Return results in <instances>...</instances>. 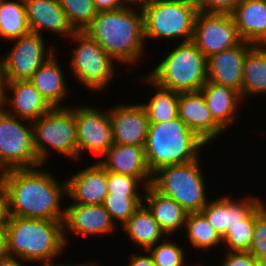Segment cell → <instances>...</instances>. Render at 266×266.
Wrapping results in <instances>:
<instances>
[{
    "mask_svg": "<svg viewBox=\"0 0 266 266\" xmlns=\"http://www.w3.org/2000/svg\"><path fill=\"white\" fill-rule=\"evenodd\" d=\"M39 167L0 173L8 196L9 216L63 220L65 208H61V200L67 196V181L60 183L55 175Z\"/></svg>",
    "mask_w": 266,
    "mask_h": 266,
    "instance_id": "1",
    "label": "cell"
},
{
    "mask_svg": "<svg viewBox=\"0 0 266 266\" xmlns=\"http://www.w3.org/2000/svg\"><path fill=\"white\" fill-rule=\"evenodd\" d=\"M138 9L123 7L99 11L83 31L116 62L132 65L143 55L147 43L143 12Z\"/></svg>",
    "mask_w": 266,
    "mask_h": 266,
    "instance_id": "2",
    "label": "cell"
},
{
    "mask_svg": "<svg viewBox=\"0 0 266 266\" xmlns=\"http://www.w3.org/2000/svg\"><path fill=\"white\" fill-rule=\"evenodd\" d=\"M6 233L8 254L18 260L51 265L66 249L63 220L9 216Z\"/></svg>",
    "mask_w": 266,
    "mask_h": 266,
    "instance_id": "3",
    "label": "cell"
},
{
    "mask_svg": "<svg viewBox=\"0 0 266 266\" xmlns=\"http://www.w3.org/2000/svg\"><path fill=\"white\" fill-rule=\"evenodd\" d=\"M207 143L179 118L161 123H150L145 156L149 171L178 165L200 158V149Z\"/></svg>",
    "mask_w": 266,
    "mask_h": 266,
    "instance_id": "4",
    "label": "cell"
},
{
    "mask_svg": "<svg viewBox=\"0 0 266 266\" xmlns=\"http://www.w3.org/2000/svg\"><path fill=\"white\" fill-rule=\"evenodd\" d=\"M147 77L168 90L200 91L207 82V58L193 41L181 42Z\"/></svg>",
    "mask_w": 266,
    "mask_h": 266,
    "instance_id": "5",
    "label": "cell"
},
{
    "mask_svg": "<svg viewBox=\"0 0 266 266\" xmlns=\"http://www.w3.org/2000/svg\"><path fill=\"white\" fill-rule=\"evenodd\" d=\"M142 12L145 40L180 37L181 42L193 40L199 12L195 0H148Z\"/></svg>",
    "mask_w": 266,
    "mask_h": 266,
    "instance_id": "6",
    "label": "cell"
},
{
    "mask_svg": "<svg viewBox=\"0 0 266 266\" xmlns=\"http://www.w3.org/2000/svg\"><path fill=\"white\" fill-rule=\"evenodd\" d=\"M200 159L159 168L152 174L151 186L179 203L188 213L201 212L207 205L205 179Z\"/></svg>",
    "mask_w": 266,
    "mask_h": 266,
    "instance_id": "7",
    "label": "cell"
},
{
    "mask_svg": "<svg viewBox=\"0 0 266 266\" xmlns=\"http://www.w3.org/2000/svg\"><path fill=\"white\" fill-rule=\"evenodd\" d=\"M34 147L43 165L50 147L69 159H77V127L74 107H53L32 121ZM49 148V149H48Z\"/></svg>",
    "mask_w": 266,
    "mask_h": 266,
    "instance_id": "8",
    "label": "cell"
},
{
    "mask_svg": "<svg viewBox=\"0 0 266 266\" xmlns=\"http://www.w3.org/2000/svg\"><path fill=\"white\" fill-rule=\"evenodd\" d=\"M24 121L30 125H24ZM38 166L43 165L34 147L32 122L15 117L0 107V173Z\"/></svg>",
    "mask_w": 266,
    "mask_h": 266,
    "instance_id": "9",
    "label": "cell"
},
{
    "mask_svg": "<svg viewBox=\"0 0 266 266\" xmlns=\"http://www.w3.org/2000/svg\"><path fill=\"white\" fill-rule=\"evenodd\" d=\"M69 38L78 44L70 59L72 75L86 88L102 91L114 77L115 60L84 31H75Z\"/></svg>",
    "mask_w": 266,
    "mask_h": 266,
    "instance_id": "10",
    "label": "cell"
},
{
    "mask_svg": "<svg viewBox=\"0 0 266 266\" xmlns=\"http://www.w3.org/2000/svg\"><path fill=\"white\" fill-rule=\"evenodd\" d=\"M192 41L208 58L239 45L242 39L232 14L199 11Z\"/></svg>",
    "mask_w": 266,
    "mask_h": 266,
    "instance_id": "11",
    "label": "cell"
},
{
    "mask_svg": "<svg viewBox=\"0 0 266 266\" xmlns=\"http://www.w3.org/2000/svg\"><path fill=\"white\" fill-rule=\"evenodd\" d=\"M14 40L12 49L2 59L6 82L29 80L55 51L51 46L47 53L42 35L36 33Z\"/></svg>",
    "mask_w": 266,
    "mask_h": 266,
    "instance_id": "12",
    "label": "cell"
},
{
    "mask_svg": "<svg viewBox=\"0 0 266 266\" xmlns=\"http://www.w3.org/2000/svg\"><path fill=\"white\" fill-rule=\"evenodd\" d=\"M77 127V159L82 151L103 156L113 145L111 119L108 111H100L89 105L74 106Z\"/></svg>",
    "mask_w": 266,
    "mask_h": 266,
    "instance_id": "13",
    "label": "cell"
},
{
    "mask_svg": "<svg viewBox=\"0 0 266 266\" xmlns=\"http://www.w3.org/2000/svg\"><path fill=\"white\" fill-rule=\"evenodd\" d=\"M113 142L125 145H146L149 118L142 104H126L109 109Z\"/></svg>",
    "mask_w": 266,
    "mask_h": 266,
    "instance_id": "14",
    "label": "cell"
},
{
    "mask_svg": "<svg viewBox=\"0 0 266 266\" xmlns=\"http://www.w3.org/2000/svg\"><path fill=\"white\" fill-rule=\"evenodd\" d=\"M115 224L103 205H83L72 203L65 207L63 235L67 245V231L76 235H105L115 232Z\"/></svg>",
    "mask_w": 266,
    "mask_h": 266,
    "instance_id": "15",
    "label": "cell"
},
{
    "mask_svg": "<svg viewBox=\"0 0 266 266\" xmlns=\"http://www.w3.org/2000/svg\"><path fill=\"white\" fill-rule=\"evenodd\" d=\"M254 46L242 41L233 48L208 57L207 81L231 87L241 94L244 60Z\"/></svg>",
    "mask_w": 266,
    "mask_h": 266,
    "instance_id": "16",
    "label": "cell"
},
{
    "mask_svg": "<svg viewBox=\"0 0 266 266\" xmlns=\"http://www.w3.org/2000/svg\"><path fill=\"white\" fill-rule=\"evenodd\" d=\"M178 117L207 144L225 132L213 119L201 91L179 92Z\"/></svg>",
    "mask_w": 266,
    "mask_h": 266,
    "instance_id": "17",
    "label": "cell"
},
{
    "mask_svg": "<svg viewBox=\"0 0 266 266\" xmlns=\"http://www.w3.org/2000/svg\"><path fill=\"white\" fill-rule=\"evenodd\" d=\"M103 160L98 161L107 171L136 177L146 188L152 183V173L148 169L145 147L113 143Z\"/></svg>",
    "mask_w": 266,
    "mask_h": 266,
    "instance_id": "18",
    "label": "cell"
},
{
    "mask_svg": "<svg viewBox=\"0 0 266 266\" xmlns=\"http://www.w3.org/2000/svg\"><path fill=\"white\" fill-rule=\"evenodd\" d=\"M67 181V196L72 203L103 205L108 194L107 170L99 163L71 175Z\"/></svg>",
    "mask_w": 266,
    "mask_h": 266,
    "instance_id": "19",
    "label": "cell"
},
{
    "mask_svg": "<svg viewBox=\"0 0 266 266\" xmlns=\"http://www.w3.org/2000/svg\"><path fill=\"white\" fill-rule=\"evenodd\" d=\"M6 90L13 96L6 94L2 107L15 117L32 122L53 108L30 80L6 82Z\"/></svg>",
    "mask_w": 266,
    "mask_h": 266,
    "instance_id": "20",
    "label": "cell"
},
{
    "mask_svg": "<svg viewBox=\"0 0 266 266\" xmlns=\"http://www.w3.org/2000/svg\"><path fill=\"white\" fill-rule=\"evenodd\" d=\"M232 199L224 195L215 200H209L201 211L222 238L230 227L241 223V220L261 202V199L253 196L242 200Z\"/></svg>",
    "mask_w": 266,
    "mask_h": 266,
    "instance_id": "21",
    "label": "cell"
},
{
    "mask_svg": "<svg viewBox=\"0 0 266 266\" xmlns=\"http://www.w3.org/2000/svg\"><path fill=\"white\" fill-rule=\"evenodd\" d=\"M30 32L42 35V29L71 36L75 30L70 25L58 0H24Z\"/></svg>",
    "mask_w": 266,
    "mask_h": 266,
    "instance_id": "22",
    "label": "cell"
},
{
    "mask_svg": "<svg viewBox=\"0 0 266 266\" xmlns=\"http://www.w3.org/2000/svg\"><path fill=\"white\" fill-rule=\"evenodd\" d=\"M231 14L242 41L266 45V0H241Z\"/></svg>",
    "mask_w": 266,
    "mask_h": 266,
    "instance_id": "23",
    "label": "cell"
},
{
    "mask_svg": "<svg viewBox=\"0 0 266 266\" xmlns=\"http://www.w3.org/2000/svg\"><path fill=\"white\" fill-rule=\"evenodd\" d=\"M143 203L152 213L160 228L168 236L185 227L188 212L175 200L156 191L151 185L144 189Z\"/></svg>",
    "mask_w": 266,
    "mask_h": 266,
    "instance_id": "24",
    "label": "cell"
},
{
    "mask_svg": "<svg viewBox=\"0 0 266 266\" xmlns=\"http://www.w3.org/2000/svg\"><path fill=\"white\" fill-rule=\"evenodd\" d=\"M213 119L227 130L236 119V111L242 100L240 93L231 87L207 81L200 90Z\"/></svg>",
    "mask_w": 266,
    "mask_h": 266,
    "instance_id": "25",
    "label": "cell"
},
{
    "mask_svg": "<svg viewBox=\"0 0 266 266\" xmlns=\"http://www.w3.org/2000/svg\"><path fill=\"white\" fill-rule=\"evenodd\" d=\"M56 58L52 54L29 80L52 107H63L61 101L68 94V85Z\"/></svg>",
    "mask_w": 266,
    "mask_h": 266,
    "instance_id": "26",
    "label": "cell"
},
{
    "mask_svg": "<svg viewBox=\"0 0 266 266\" xmlns=\"http://www.w3.org/2000/svg\"><path fill=\"white\" fill-rule=\"evenodd\" d=\"M122 228L127 232L131 240L144 251L159 243L163 235H166L144 203L141 204Z\"/></svg>",
    "mask_w": 266,
    "mask_h": 266,
    "instance_id": "27",
    "label": "cell"
},
{
    "mask_svg": "<svg viewBox=\"0 0 266 266\" xmlns=\"http://www.w3.org/2000/svg\"><path fill=\"white\" fill-rule=\"evenodd\" d=\"M242 72V100L266 93V45H255L248 52Z\"/></svg>",
    "mask_w": 266,
    "mask_h": 266,
    "instance_id": "28",
    "label": "cell"
},
{
    "mask_svg": "<svg viewBox=\"0 0 266 266\" xmlns=\"http://www.w3.org/2000/svg\"><path fill=\"white\" fill-rule=\"evenodd\" d=\"M29 33L24 0H0L1 38L14 41Z\"/></svg>",
    "mask_w": 266,
    "mask_h": 266,
    "instance_id": "29",
    "label": "cell"
},
{
    "mask_svg": "<svg viewBox=\"0 0 266 266\" xmlns=\"http://www.w3.org/2000/svg\"><path fill=\"white\" fill-rule=\"evenodd\" d=\"M146 81L156 88L148 103H141L148 115L150 123H161L173 120L178 117L179 92L168 90L153 83L148 77Z\"/></svg>",
    "mask_w": 266,
    "mask_h": 266,
    "instance_id": "30",
    "label": "cell"
},
{
    "mask_svg": "<svg viewBox=\"0 0 266 266\" xmlns=\"http://www.w3.org/2000/svg\"><path fill=\"white\" fill-rule=\"evenodd\" d=\"M185 228L188 240L194 248L200 250L210 249L219 246L223 238L218 234L214 227L208 222L202 212L188 213Z\"/></svg>",
    "mask_w": 266,
    "mask_h": 266,
    "instance_id": "31",
    "label": "cell"
},
{
    "mask_svg": "<svg viewBox=\"0 0 266 266\" xmlns=\"http://www.w3.org/2000/svg\"><path fill=\"white\" fill-rule=\"evenodd\" d=\"M141 204H143L142 194L119 195L108 193L103 202V206L110 214L112 221L115 224L120 221V225L122 226L129 220Z\"/></svg>",
    "mask_w": 266,
    "mask_h": 266,
    "instance_id": "32",
    "label": "cell"
},
{
    "mask_svg": "<svg viewBox=\"0 0 266 266\" xmlns=\"http://www.w3.org/2000/svg\"><path fill=\"white\" fill-rule=\"evenodd\" d=\"M254 227L255 208L241 220V223L228 229L222 244L228 246V251L248 252L253 240Z\"/></svg>",
    "mask_w": 266,
    "mask_h": 266,
    "instance_id": "33",
    "label": "cell"
},
{
    "mask_svg": "<svg viewBox=\"0 0 266 266\" xmlns=\"http://www.w3.org/2000/svg\"><path fill=\"white\" fill-rule=\"evenodd\" d=\"M75 31H83L97 15L93 0H58Z\"/></svg>",
    "mask_w": 266,
    "mask_h": 266,
    "instance_id": "34",
    "label": "cell"
},
{
    "mask_svg": "<svg viewBox=\"0 0 266 266\" xmlns=\"http://www.w3.org/2000/svg\"><path fill=\"white\" fill-rule=\"evenodd\" d=\"M161 244L150 247L147 251L152 256L156 266H184L185 253L183 249L172 241L164 240Z\"/></svg>",
    "mask_w": 266,
    "mask_h": 266,
    "instance_id": "35",
    "label": "cell"
},
{
    "mask_svg": "<svg viewBox=\"0 0 266 266\" xmlns=\"http://www.w3.org/2000/svg\"><path fill=\"white\" fill-rule=\"evenodd\" d=\"M256 259H266V204L263 200L255 207V227L248 251Z\"/></svg>",
    "mask_w": 266,
    "mask_h": 266,
    "instance_id": "36",
    "label": "cell"
},
{
    "mask_svg": "<svg viewBox=\"0 0 266 266\" xmlns=\"http://www.w3.org/2000/svg\"><path fill=\"white\" fill-rule=\"evenodd\" d=\"M141 182L136 177H130L124 174L107 171V189L108 193L119 195H140L137 187Z\"/></svg>",
    "mask_w": 266,
    "mask_h": 266,
    "instance_id": "37",
    "label": "cell"
},
{
    "mask_svg": "<svg viewBox=\"0 0 266 266\" xmlns=\"http://www.w3.org/2000/svg\"><path fill=\"white\" fill-rule=\"evenodd\" d=\"M200 12L232 13L241 0H195Z\"/></svg>",
    "mask_w": 266,
    "mask_h": 266,
    "instance_id": "38",
    "label": "cell"
},
{
    "mask_svg": "<svg viewBox=\"0 0 266 266\" xmlns=\"http://www.w3.org/2000/svg\"><path fill=\"white\" fill-rule=\"evenodd\" d=\"M257 259L249 252L227 251L221 266H256Z\"/></svg>",
    "mask_w": 266,
    "mask_h": 266,
    "instance_id": "39",
    "label": "cell"
},
{
    "mask_svg": "<svg viewBox=\"0 0 266 266\" xmlns=\"http://www.w3.org/2000/svg\"><path fill=\"white\" fill-rule=\"evenodd\" d=\"M9 219L8 196L7 192L0 182V224H6Z\"/></svg>",
    "mask_w": 266,
    "mask_h": 266,
    "instance_id": "40",
    "label": "cell"
},
{
    "mask_svg": "<svg viewBox=\"0 0 266 266\" xmlns=\"http://www.w3.org/2000/svg\"><path fill=\"white\" fill-rule=\"evenodd\" d=\"M96 10L108 11L126 7L120 0H93Z\"/></svg>",
    "mask_w": 266,
    "mask_h": 266,
    "instance_id": "41",
    "label": "cell"
},
{
    "mask_svg": "<svg viewBox=\"0 0 266 266\" xmlns=\"http://www.w3.org/2000/svg\"><path fill=\"white\" fill-rule=\"evenodd\" d=\"M147 253V255L133 253L130 260L131 262L129 261L128 266H156L152 256L149 254V252Z\"/></svg>",
    "mask_w": 266,
    "mask_h": 266,
    "instance_id": "42",
    "label": "cell"
},
{
    "mask_svg": "<svg viewBox=\"0 0 266 266\" xmlns=\"http://www.w3.org/2000/svg\"><path fill=\"white\" fill-rule=\"evenodd\" d=\"M8 255L6 224H0V259Z\"/></svg>",
    "mask_w": 266,
    "mask_h": 266,
    "instance_id": "43",
    "label": "cell"
},
{
    "mask_svg": "<svg viewBox=\"0 0 266 266\" xmlns=\"http://www.w3.org/2000/svg\"><path fill=\"white\" fill-rule=\"evenodd\" d=\"M6 80L4 74V65L2 62V57L0 59V107H2L5 96H6Z\"/></svg>",
    "mask_w": 266,
    "mask_h": 266,
    "instance_id": "44",
    "label": "cell"
},
{
    "mask_svg": "<svg viewBox=\"0 0 266 266\" xmlns=\"http://www.w3.org/2000/svg\"><path fill=\"white\" fill-rule=\"evenodd\" d=\"M17 259H18L17 257L8 255L0 259V266H25L22 263H20L21 262L20 260L18 262Z\"/></svg>",
    "mask_w": 266,
    "mask_h": 266,
    "instance_id": "45",
    "label": "cell"
},
{
    "mask_svg": "<svg viewBox=\"0 0 266 266\" xmlns=\"http://www.w3.org/2000/svg\"><path fill=\"white\" fill-rule=\"evenodd\" d=\"M126 7H134L136 4L139 6L140 9H142L143 5L148 1V0H120ZM139 3V4H138Z\"/></svg>",
    "mask_w": 266,
    "mask_h": 266,
    "instance_id": "46",
    "label": "cell"
},
{
    "mask_svg": "<svg viewBox=\"0 0 266 266\" xmlns=\"http://www.w3.org/2000/svg\"><path fill=\"white\" fill-rule=\"evenodd\" d=\"M67 266H99L98 264H95V262L93 263V262H89L88 264L86 263H84V264H79V265H74V264H67Z\"/></svg>",
    "mask_w": 266,
    "mask_h": 266,
    "instance_id": "47",
    "label": "cell"
},
{
    "mask_svg": "<svg viewBox=\"0 0 266 266\" xmlns=\"http://www.w3.org/2000/svg\"><path fill=\"white\" fill-rule=\"evenodd\" d=\"M257 266H266V259H257Z\"/></svg>",
    "mask_w": 266,
    "mask_h": 266,
    "instance_id": "48",
    "label": "cell"
},
{
    "mask_svg": "<svg viewBox=\"0 0 266 266\" xmlns=\"http://www.w3.org/2000/svg\"><path fill=\"white\" fill-rule=\"evenodd\" d=\"M42 266H67V264L66 265L65 264L64 265L63 264H58V265L57 264H51V265H42Z\"/></svg>",
    "mask_w": 266,
    "mask_h": 266,
    "instance_id": "49",
    "label": "cell"
}]
</instances>
